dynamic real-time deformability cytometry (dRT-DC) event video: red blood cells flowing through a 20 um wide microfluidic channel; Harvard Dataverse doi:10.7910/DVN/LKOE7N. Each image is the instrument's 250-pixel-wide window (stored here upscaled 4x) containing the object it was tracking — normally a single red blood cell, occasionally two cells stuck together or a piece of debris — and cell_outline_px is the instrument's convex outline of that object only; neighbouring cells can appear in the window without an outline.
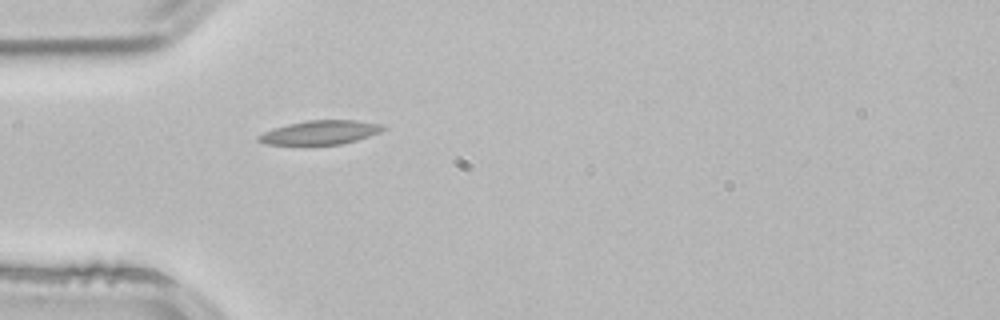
{"species": "common noctule bat (a hibernating species)", "species_latin": "Nyctalus noctula", "temperature_condition": "room temperature", "stored_images_in_passage": 1, "camera_frame_rate_fps": 3000, "um_per_image_px": 0.085, "animal": {"sex": "male", "body_mass_g": 21.5, "forearm_length_mm": 52.0}, "frame": {"image": 1, "passage_image": 1, "time_ms": 0.0, "image_size_px": [1000, 320], "cell_outline_px": [[388, 128], [380, 132], [356, 140], [340, 144], [264, 144], [256, 140], [256, 136], [272, 128], [288, 124], [308, 120], [356, 120], [380, 124]], "centroid_in_image_um": [27.19, 11.25], "position_along_channel_um": 57.8, "area_um2": 17.28}}